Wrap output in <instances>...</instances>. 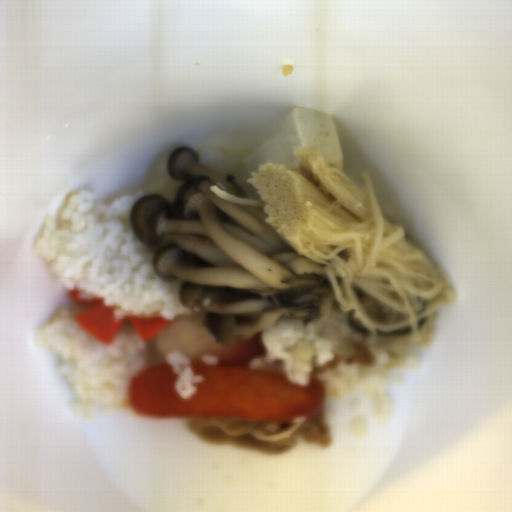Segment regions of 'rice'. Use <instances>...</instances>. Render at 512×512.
<instances>
[{
  "instance_id": "e3fd555f",
  "label": "rice",
  "mask_w": 512,
  "mask_h": 512,
  "mask_svg": "<svg viewBox=\"0 0 512 512\" xmlns=\"http://www.w3.org/2000/svg\"><path fill=\"white\" fill-rule=\"evenodd\" d=\"M167 363L176 372L175 388L178 396L184 401L194 396L196 383L203 382V376L193 372L191 361L181 352H172L165 355Z\"/></svg>"
},
{
  "instance_id": "8eca5e8b",
  "label": "rice",
  "mask_w": 512,
  "mask_h": 512,
  "mask_svg": "<svg viewBox=\"0 0 512 512\" xmlns=\"http://www.w3.org/2000/svg\"><path fill=\"white\" fill-rule=\"evenodd\" d=\"M87 307L77 303L57 311L40 327L38 339L60 358L57 371L69 379L78 402L113 408L129 404L131 381L149 368L146 342L129 323L111 343L92 338L76 320Z\"/></svg>"
},
{
  "instance_id": "a3056103",
  "label": "rice",
  "mask_w": 512,
  "mask_h": 512,
  "mask_svg": "<svg viewBox=\"0 0 512 512\" xmlns=\"http://www.w3.org/2000/svg\"><path fill=\"white\" fill-rule=\"evenodd\" d=\"M201 360L208 366H216L218 364V358L216 356L204 355L200 357Z\"/></svg>"
},
{
  "instance_id": "652b925c",
  "label": "rice",
  "mask_w": 512,
  "mask_h": 512,
  "mask_svg": "<svg viewBox=\"0 0 512 512\" xmlns=\"http://www.w3.org/2000/svg\"><path fill=\"white\" fill-rule=\"evenodd\" d=\"M138 192L116 202L102 200L90 188L72 192L57 215H47L33 240L47 270L79 298H104L114 306L113 321L127 317L175 320L200 310L180 298L182 280L159 279L153 255L138 239L131 214Z\"/></svg>"
},
{
  "instance_id": "023b6e5f",
  "label": "rice",
  "mask_w": 512,
  "mask_h": 512,
  "mask_svg": "<svg viewBox=\"0 0 512 512\" xmlns=\"http://www.w3.org/2000/svg\"><path fill=\"white\" fill-rule=\"evenodd\" d=\"M349 311L337 306L332 288L323 298L322 308L312 319L280 318L259 331L265 353L252 360V369L282 373L289 382L307 386L310 374L336 358L345 341H359L373 352L371 366L350 364L316 377L330 397L343 398L367 375L389 367L391 353L377 340L368 346L369 333L354 329Z\"/></svg>"
},
{
  "instance_id": "acb35da6",
  "label": "rice",
  "mask_w": 512,
  "mask_h": 512,
  "mask_svg": "<svg viewBox=\"0 0 512 512\" xmlns=\"http://www.w3.org/2000/svg\"><path fill=\"white\" fill-rule=\"evenodd\" d=\"M210 312L202 308L170 322L156 336L157 351L165 356L181 353L189 360H194L224 346L208 330Z\"/></svg>"
},
{
  "instance_id": "b023fe2a",
  "label": "rice",
  "mask_w": 512,
  "mask_h": 512,
  "mask_svg": "<svg viewBox=\"0 0 512 512\" xmlns=\"http://www.w3.org/2000/svg\"><path fill=\"white\" fill-rule=\"evenodd\" d=\"M199 164L206 165L219 175L235 177V181L248 193L249 199L261 198L257 189L246 182L252 175H249L248 167L243 160L219 151H209L201 153Z\"/></svg>"
}]
</instances>
